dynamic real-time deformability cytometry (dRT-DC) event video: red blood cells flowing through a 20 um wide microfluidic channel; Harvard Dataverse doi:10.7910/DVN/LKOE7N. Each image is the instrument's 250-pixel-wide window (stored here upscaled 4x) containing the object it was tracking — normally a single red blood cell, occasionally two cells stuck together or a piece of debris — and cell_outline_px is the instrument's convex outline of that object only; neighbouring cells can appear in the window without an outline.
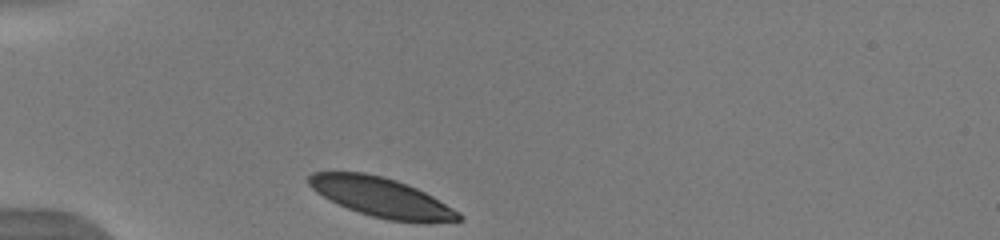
{"species": "human", "species_latin": "Homo sapiens", "temperature_condition": "warm", "stored_images_in_passage": 32, "camera_frame_rate_fps": 3000, "um_per_image_px": 0.085, "donor": {"sex": "male"}, "frame": {"image": 1, "passage_image": 1, "time_ms": 0.0, "image_size_px": [1000, 240], "cell_outline_px": [[464, 220], [428, 224], [388, 220], [372, 216], [348, 208], [316, 192], [308, 184], [308, 176], [312, 172], [364, 172], [384, 176], [408, 184], [432, 196], [460, 212], [464, 216]], "centroid_in_image_um": [32.5, 16.79], "position_along_channel_um": 52.5, "area_um2": 34.56}}
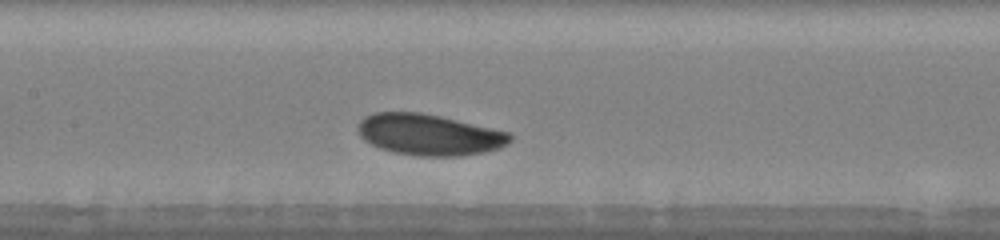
{"frame": {"image": 2, "passage_image": 12, "time_ms": 3.667, "image_size_px": [1000, 240], "cell_outline_px": [[512, 140], [508, 144], [500, 148], [484, 152], [460, 156], [420, 156], [392, 152], [380, 148], [364, 140], [360, 136], [356, 128], [360, 120], [364, 116], [376, 112], [420, 112], [440, 116], [508, 132], [512, 136]], "centroid_in_image_um": [36.45, 11.45], "position_along_channel_um": 170.9, "area_um2": 36.53}}
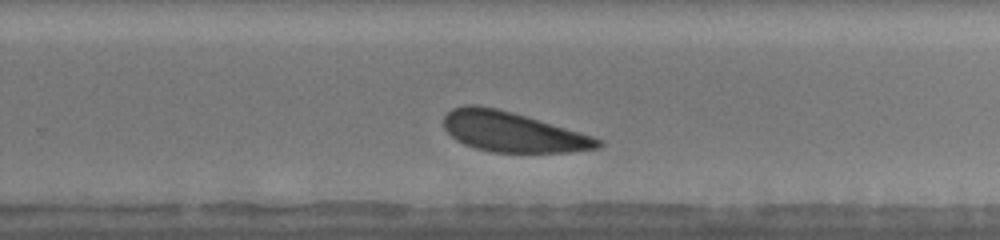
{"frame": {"image": 3, "passage_image": 21, "time_ms": 6.667, "image_size_px": [1000, 240], "cell_outline_px": [[604, 144], [600, 148], [568, 152], [492, 152], [476, 148], [464, 144], [456, 140], [444, 128], [444, 116], [452, 108], [468, 104], [476, 104], [496, 108], [512, 112], [580, 132], [604, 140]], "centroid_in_image_um": [43.57, 11.21], "position_along_channel_um": 286.2, "area_um2": 35.89}, "authors_computed_cell_mechanics": {"area_um2": 36.2406, "velocity_mm_per_s": 3.8479, "shape_relaxation_time_tau1_ms": 1.6083, "shape_relaxation_time_tau2_ms": 9.9145, "deformation_change_tau1": 0.0899, "deformation_change_tau2": 0.2054}}